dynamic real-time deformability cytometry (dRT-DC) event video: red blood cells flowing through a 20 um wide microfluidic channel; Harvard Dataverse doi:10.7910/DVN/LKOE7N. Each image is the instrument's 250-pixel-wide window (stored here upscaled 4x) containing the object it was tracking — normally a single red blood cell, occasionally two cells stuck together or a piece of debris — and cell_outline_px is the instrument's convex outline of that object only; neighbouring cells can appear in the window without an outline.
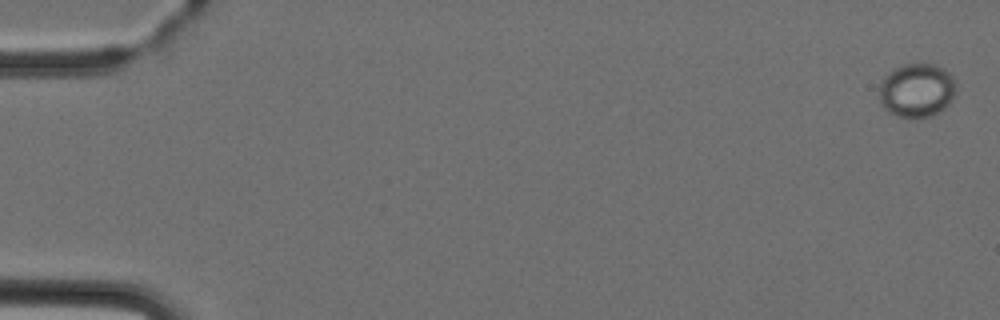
{"species": "Egyptian fruit bat (a non-hibernating species)", "species_latin": "Rousettus aegyptiacus", "temperature_condition": "cold", "stored_images_in_passage": 8, "camera_frame_rate_fps": 3000, "um_per_image_px": 0.085, "animal": {"sex": "female"}, "frame": {"image": 1, "passage_image": 1, "time_ms": 0.0, "image_size_px": [1000, 320], "cell_outline_px": [[956, 92], [952, 100], [944, 108], [932, 116], [916, 120], [896, 116], [888, 112], [880, 104], [880, 84], [884, 76], [892, 68], [904, 64], [936, 64], [944, 68], [952, 76], [956, 84]], "centroid_in_image_um": [77.92, 7.7], "position_along_channel_um": 7.1, "area_um2": 24.74}}
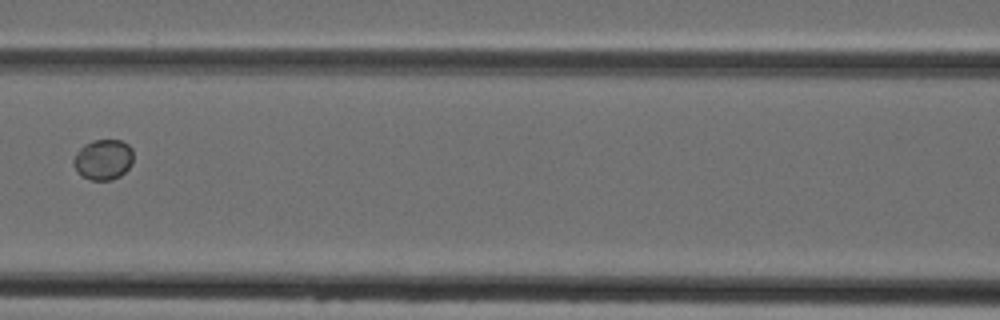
{"frame": {"image": 2, "passage_image": 7, "time_ms": 7.333, "image_size_px": [1000, 320], "cell_outline_px": [[132, 164], [120, 176], [112, 180], [92, 180], [76, 172], [72, 164], [72, 160], [76, 152], [84, 144], [92, 140], [120, 140], [128, 144], [132, 148]], "centroid_in_image_um": [8.75, 13.56], "position_along_channel_um": 157.8, "area_um2": 14.22}}
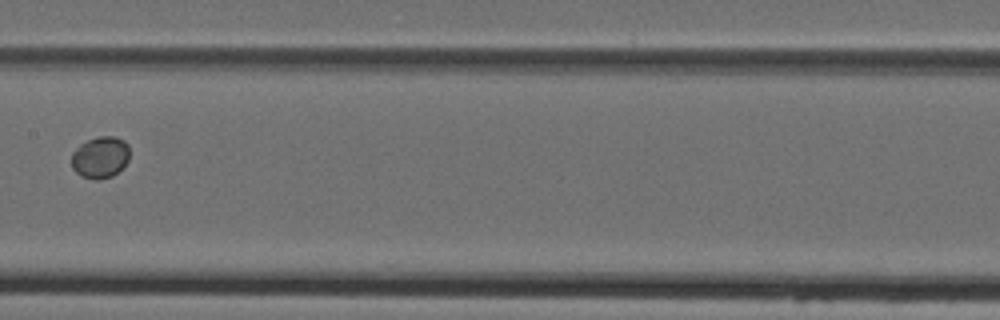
{"frame": {"image": 3, "passage_image": 8, "time_ms": 8.333, "image_size_px": [1000, 320], "cell_outline_px": [[128, 160], [112, 176], [100, 180], [96, 180], [80, 176], [72, 168], [72, 152], [80, 144], [88, 140], [100, 136], [116, 136], [124, 140], [128, 144]], "centroid_in_image_um": [8.5, 13.36], "position_along_channel_um": 198.9, "area_um2": 14.05}}